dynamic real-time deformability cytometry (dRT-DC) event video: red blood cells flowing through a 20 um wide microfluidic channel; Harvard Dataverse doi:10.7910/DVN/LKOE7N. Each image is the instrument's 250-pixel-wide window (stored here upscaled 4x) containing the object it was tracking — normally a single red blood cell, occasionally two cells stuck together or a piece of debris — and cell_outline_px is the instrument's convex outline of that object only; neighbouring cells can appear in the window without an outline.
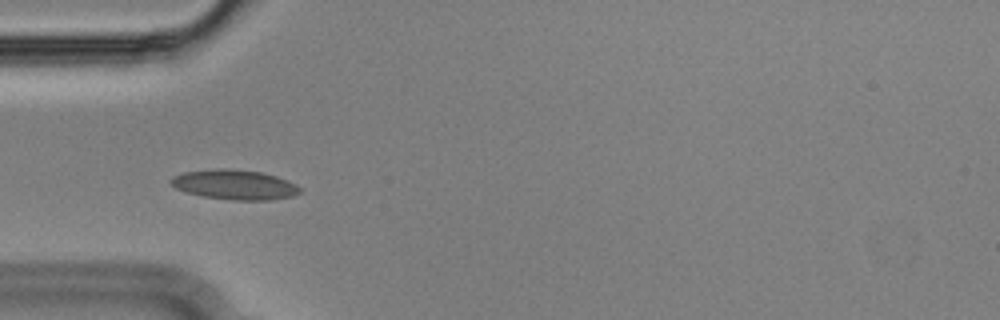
{"species": "Egyptian fruit bat (a non-hibernating species)", "species_latin": "Rousettus aegyptiacus", "temperature_condition": "cold", "stored_images_in_passage": 55, "camera_frame_rate_fps": 3000, "um_per_image_px": 0.085, "animal": {"sex": "male"}, "frame": {"image": 1, "passage_image": 16, "time_ms": 5.0, "image_size_px": [1000, 320], "cell_outline_px": [[300, 192], [292, 196], [272, 200], [232, 200], [204, 196], [188, 192], [176, 188], [168, 180], [172, 176], [184, 172], [220, 168], [224, 168], [260, 172], [276, 176], [288, 180], [296, 184], [300, 188]], "centroid_in_image_um": [19.95, 15.69], "position_along_channel_um": 65.0, "area_um2": 22.25}}
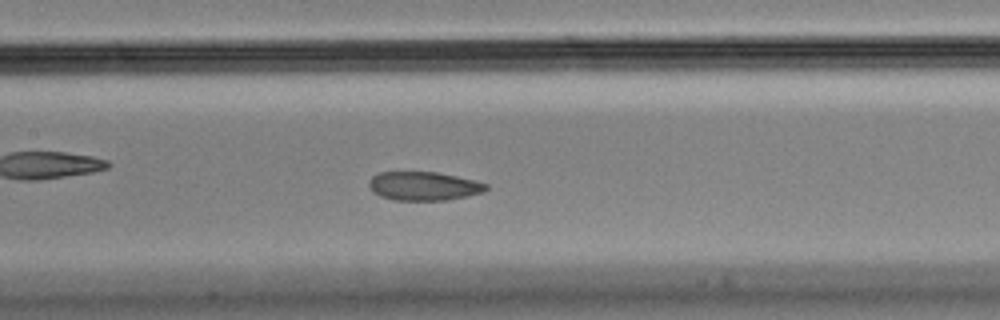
{"frame": {"image": 2, "passage_image": 25, "time_ms": 8.0, "image_size_px": [1000, 320], "cell_outline_px": [[488, 188], [484, 192], [468, 196], [448, 200], [392, 200], [380, 196], [372, 192], [368, 184], [368, 180], [372, 176], [380, 172], [436, 172], [476, 180], [488, 184]], "centroid_in_image_um": [36.01, 15.82], "position_along_channel_um": 171.4, "area_um2": 19.83}}
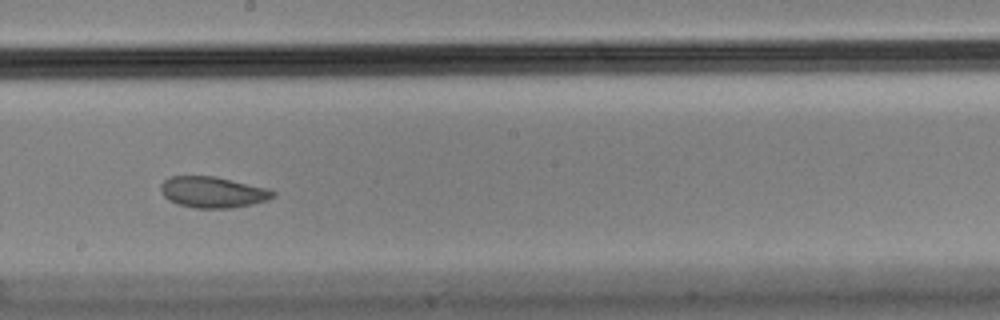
{"frame": {"image": 3, "passage_image": 30, "time_ms": 9.667, "image_size_px": [1000, 320], "cell_outline_px": [[276, 196], [268, 200], [252, 204], [232, 208], [196, 208], [180, 204], [168, 200], [164, 196], [160, 188], [160, 184], [168, 176], [216, 176], [268, 188], [276, 192]], "centroid_in_image_um": [18.11, 16.32], "position_along_channel_um": 230.1, "area_um2": 20.46}, "authors_computed_cell_mechanics": {"area_um2": 21.0392, "velocity_mm_per_s": 3.5379, "shape_relaxation_time_tau1_ms": null, "shape_relaxation_time_tau2_ms": 1.0748, "deformation_change_tau1": null, "deformation_change_tau2": 0.063}}